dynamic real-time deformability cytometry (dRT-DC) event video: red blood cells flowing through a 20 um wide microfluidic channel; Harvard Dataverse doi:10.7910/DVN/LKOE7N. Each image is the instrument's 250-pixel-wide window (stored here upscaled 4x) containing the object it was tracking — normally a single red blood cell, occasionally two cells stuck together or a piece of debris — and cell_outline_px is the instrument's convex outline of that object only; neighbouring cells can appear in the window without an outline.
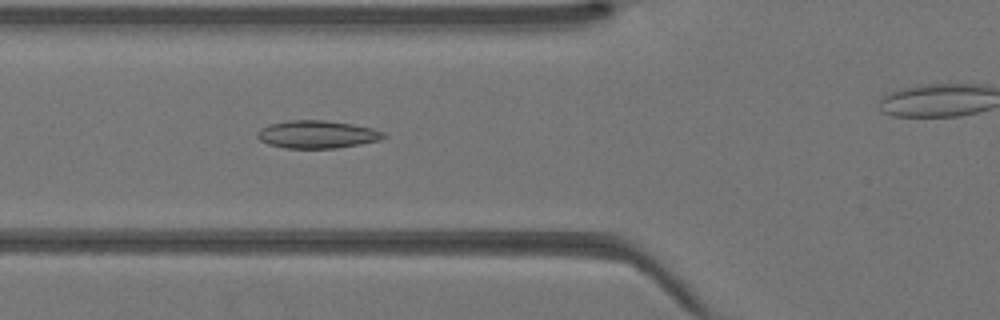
{"species": "Egyptian fruit bat (a non-hibernating species)", "species_latin": "Rousettus aegyptiacus", "temperature_condition": "warm", "stored_images_in_passage": 27, "camera_frame_rate_fps": 3000, "um_per_image_px": 0.085, "animal": {"sex": "female"}, "frame": {"image": 1, "passage_image": 6, "time_ms": 1.667, "image_size_px": [1000, 320], "cell_outline_px": [[388, 136], [380, 140], [360, 144], [336, 148], [284, 148], [268, 144], [260, 140], [256, 136], [256, 132], [260, 128], [268, 124], [288, 120], [324, 120], [352, 124], [372, 128], [384, 132]], "centroid_in_image_um": [26.94, 11.42], "position_along_channel_um": 98.9, "area_um2": 20.58}}
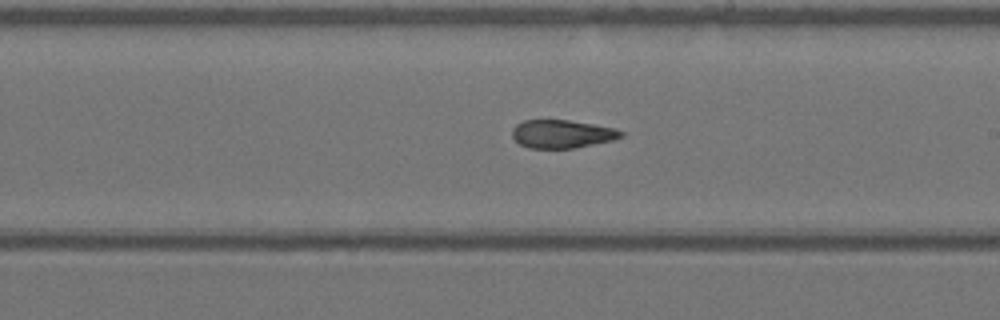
{"frame": {"image": 2, "passage_image": 15, "time_ms": 4.667, "image_size_px": [1000, 320], "cell_outline_px": [[624, 136], [612, 140], [572, 148], [528, 148], [520, 144], [512, 136], [512, 128], [516, 124], [524, 120], [568, 120], [592, 124], [612, 128], [624, 132]], "centroid_in_image_um": [47.73, 11.38], "position_along_channel_um": 241.3, "area_um2": 17.69}}
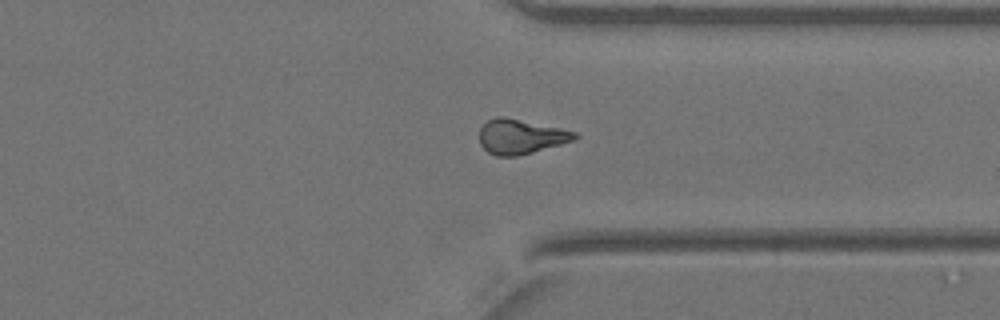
{"frame": {"image": 3, "passage_image": 23, "time_ms": 7.333, "image_size_px": [1000, 320], "cell_outline_px": [[580, 136], [572, 140], [560, 144], [532, 152], [516, 156], [496, 156], [488, 152], [480, 144], [480, 128], [488, 120], [496, 116], [504, 116], [560, 128], [576, 132]], "centroid_in_image_um": [44.23, 11.6], "position_along_channel_um": 367.2, "area_um2": 19.07}}